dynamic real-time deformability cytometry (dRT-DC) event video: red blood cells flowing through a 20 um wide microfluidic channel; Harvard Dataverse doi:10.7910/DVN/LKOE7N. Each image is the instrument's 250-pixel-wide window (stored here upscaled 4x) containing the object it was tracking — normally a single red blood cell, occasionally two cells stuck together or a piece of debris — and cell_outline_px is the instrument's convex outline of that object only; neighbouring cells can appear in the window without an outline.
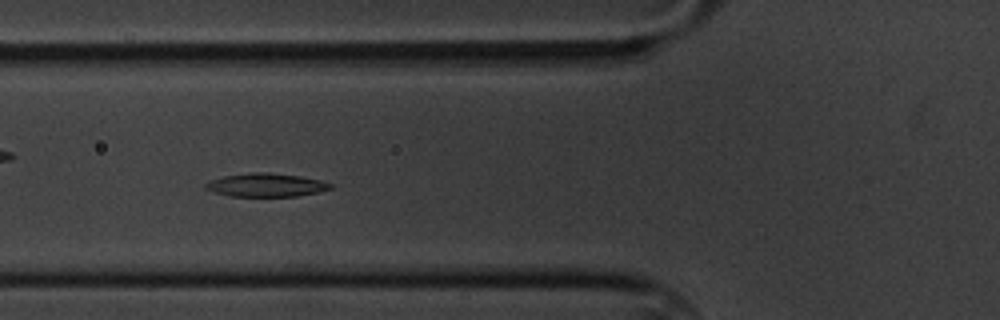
{"species": "common noctule bat (a hibernating species)", "species_latin": "Nyctalus noctula", "temperature_condition": "cold", "stored_images_in_passage": 59, "camera_frame_rate_fps": 3000, "um_per_image_px": 0.085, "animal": {"sex": "male", "body_mass_g": 20.1, "forearm_length_mm": 53.5}, "frame": {"image": 1, "passage_image": 21, "time_ms": 6.667, "image_size_px": [1000, 320], "cell_outline_px": [[332, 188], [316, 192], [296, 196], [228, 196], [212, 192], [204, 188], [204, 184], [212, 180], [224, 176], [252, 172], [268, 172], [300, 176], [320, 180], [332, 184]], "centroid_in_image_um": [22.57, 15.72], "position_along_channel_um": 103.2, "area_um2": 16.94}}
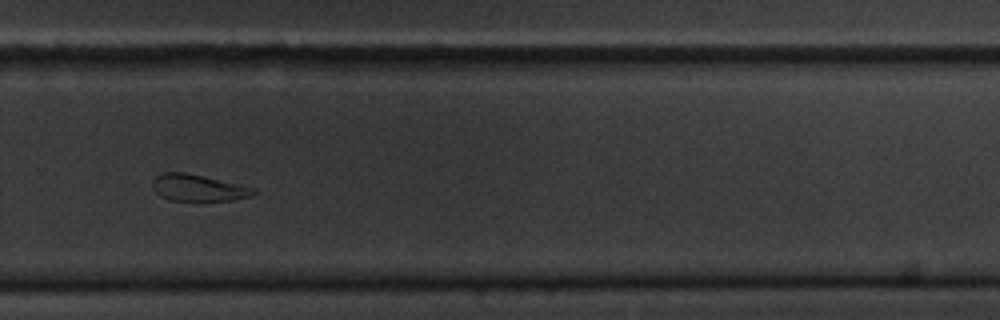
{"frame": {"image": 2, "passage_image": 40, "time_ms": 13.0, "image_size_px": [1000, 320], "cell_outline_px": [[256, 192], [252, 196], [232, 200], [172, 200], [160, 196], [152, 188], [152, 180], [156, 176], [164, 172], [184, 172], [256, 188]], "centroid_in_image_um": [16.83, 15.96], "position_along_channel_um": 313.0, "area_um2": 15.49}}
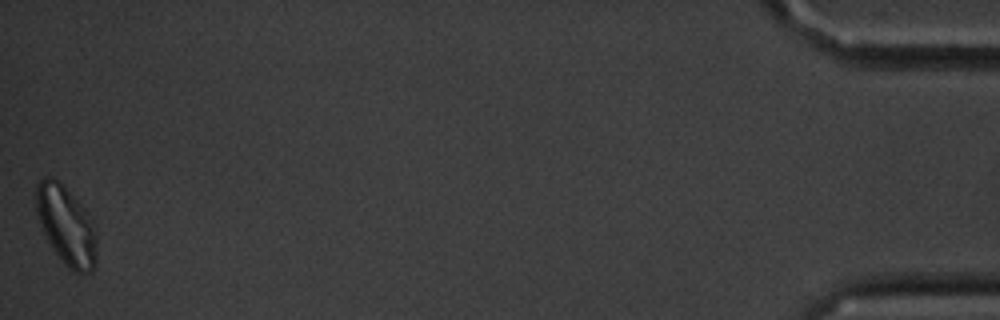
{"frame": {"image": 3, "passage_image": 59, "time_ms": 19.333, "image_size_px": [1000, 320], "cell_outline_px": [[96, 264], [92, 272], [72, 272], [68, 268], [52, 248], [44, 236], [36, 212], [36, 184], [44, 176], [52, 176], [88, 212], [96, 232]], "centroid_in_image_um": [5.62, 19.19], "position_along_channel_um": 429.6, "area_um2": 27.74}, "authors_computed_cell_mechanics": {"area_um2": 17.5712, "velocity_mm_per_s": 3.3126, "shape_relaxation_time_tau1_ms": 3.1107, "shape_relaxation_time_tau2_ms": null, "deformation_change_tau1": 0.1062, "deformation_change_tau2": null}}